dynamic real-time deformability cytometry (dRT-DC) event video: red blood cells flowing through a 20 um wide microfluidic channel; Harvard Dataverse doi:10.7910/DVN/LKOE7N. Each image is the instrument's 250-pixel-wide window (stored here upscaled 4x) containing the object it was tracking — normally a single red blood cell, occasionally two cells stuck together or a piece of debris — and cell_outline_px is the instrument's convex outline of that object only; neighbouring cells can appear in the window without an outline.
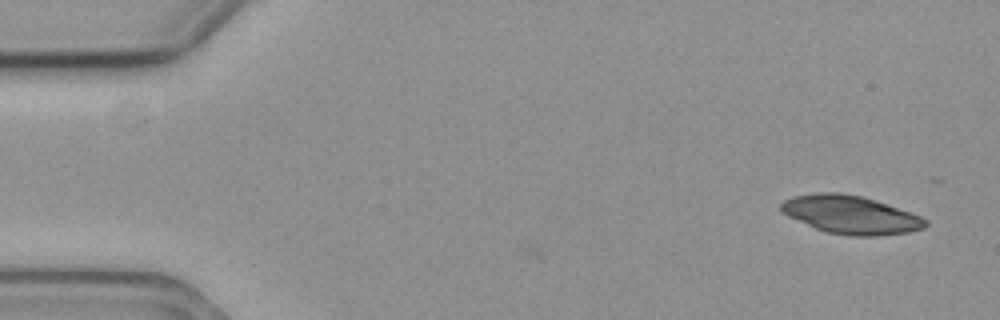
{"species": "common noctule bat (a hibernating species)", "species_latin": "Nyctalus noctula", "temperature_condition": "cold", "stored_images_in_passage": 4, "camera_frame_rate_fps": 3000, "um_per_image_px": 0.085, "animal": {"sex": "female", "body_mass_g": 19.3, "forearm_length_mm": 54.1}, "frame": {"image": 1, "passage_image": 4, "time_ms": 1.0, "image_size_px": [1000, 320], "cell_outline_px": [[928, 224], [924, 228], [908, 232], [880, 236], [848, 236], [828, 232], [816, 228], [788, 216], [780, 208], [780, 204], [784, 200], [792, 196], [816, 192], [840, 192], [860, 196], [876, 200], [920, 216], [928, 220]], "centroid_in_image_um": [72.31, 18.25], "position_along_channel_um": 12.7, "area_um2": 32.08}}